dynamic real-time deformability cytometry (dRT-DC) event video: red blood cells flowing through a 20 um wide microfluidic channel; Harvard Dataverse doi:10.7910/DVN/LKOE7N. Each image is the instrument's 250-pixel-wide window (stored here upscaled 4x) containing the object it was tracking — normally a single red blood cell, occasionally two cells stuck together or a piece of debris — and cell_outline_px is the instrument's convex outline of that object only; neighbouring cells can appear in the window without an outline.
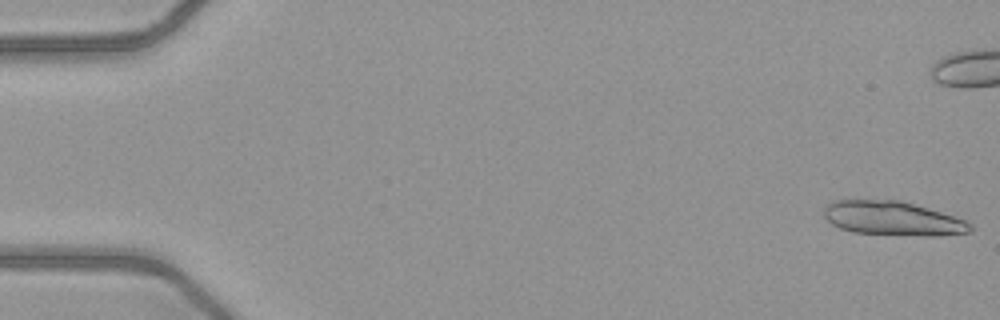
{"species": "common noctule bat (a hibernating species)", "species_latin": "Nyctalus noctula", "temperature_condition": "warm", "stored_images_in_passage": 14, "camera_frame_rate_fps": 3000, "um_per_image_px": 0.085, "animal": {"sex": "female", "body_mass_g": 21.9}, "frame": {"image": 1, "passage_image": 1, "time_ms": 0.0, "image_size_px": [1000, 320], "cell_outline_px": [[972, 232], [940, 236], [924, 236], [852, 232], [840, 228], [832, 224], [824, 216], [824, 204], [832, 200], [900, 200], [968, 220], [972, 224]], "centroid_in_image_um": [75.9, 18.57], "position_along_channel_um": 9.1, "area_um2": 29.3}}